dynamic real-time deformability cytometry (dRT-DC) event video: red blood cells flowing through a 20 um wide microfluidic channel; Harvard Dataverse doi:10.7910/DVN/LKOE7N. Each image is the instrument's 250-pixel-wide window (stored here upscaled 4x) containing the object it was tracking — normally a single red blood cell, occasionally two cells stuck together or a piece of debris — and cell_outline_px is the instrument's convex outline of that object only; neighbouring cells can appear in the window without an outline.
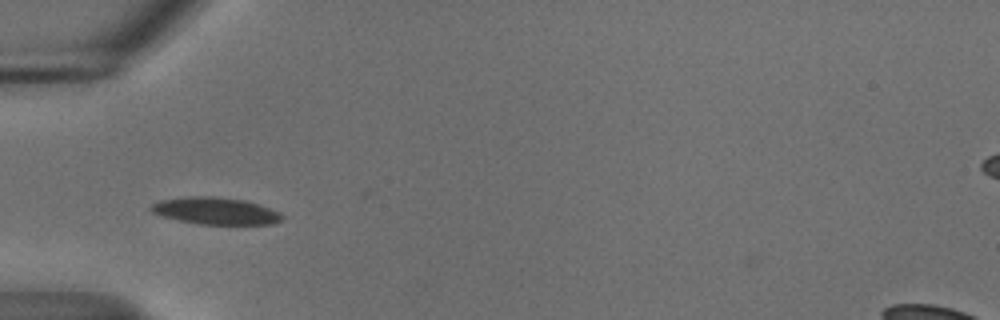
{"species": "common noctule bat (a hibernating species)", "species_latin": "Nyctalus noctula", "temperature_condition": "cold", "stored_images_in_passage": 36, "camera_frame_rate_fps": 3000, "um_per_image_px": 0.085, "animal": {"sex": "male", "body_mass_g": 18.8}, "frame": {"image": 1, "passage_image": 1, "time_ms": 0.0, "image_size_px": [1000, 320], "cell_outline_px": [[284, 216], [280, 220], [272, 224], [200, 224], [160, 216], [152, 212], [148, 208], [152, 204], [160, 200], [184, 196], [212, 196], [244, 200], [260, 204], [280, 212]], "centroid_in_image_um": [18.3, 17.91], "position_along_channel_um": 66.7, "area_um2": 20.69}}
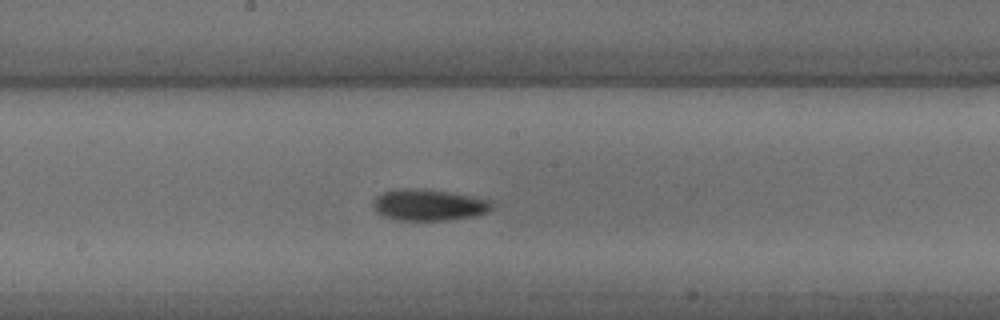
{"frame": {"image": 2, "passage_image": 13, "time_ms": 4.0, "image_size_px": [1000, 320], "cell_outline_px": [[492, 208], [488, 212], [476, 216], [448, 220], [396, 220], [384, 216], [376, 212], [372, 204], [376, 196], [380, 192], [396, 188], [428, 188], [452, 192], [492, 200]], "centroid_in_image_um": [36.43, 17.4], "position_along_channel_um": 211.8, "area_um2": 22.25}}
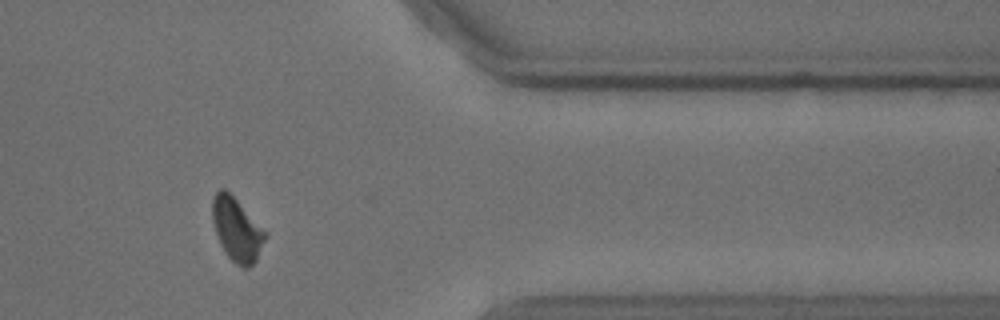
{"frame": {"image": 3, "passage_image": 29, "time_ms": 9.333, "image_size_px": [1000, 320], "cell_outline_px": [[268, 236], [256, 260], [248, 268], [244, 268], [236, 264], [228, 256], [220, 244], [212, 220], [212, 196], [220, 188], [224, 188], [268, 232]], "centroid_in_image_um": [20.14, 19.51], "position_along_channel_um": 391.3, "area_um2": 19.48}, "authors_computed_cell_mechanics": {"area_um2": 19.8254, "velocity_mm_per_s": 3.6674, "shape_relaxation_time_tau1_ms": 2.6843, "shape_relaxation_time_tau2_ms": 9.1936, "deformation_change_tau1": 0.107, "deformation_change_tau2": 0.128}}